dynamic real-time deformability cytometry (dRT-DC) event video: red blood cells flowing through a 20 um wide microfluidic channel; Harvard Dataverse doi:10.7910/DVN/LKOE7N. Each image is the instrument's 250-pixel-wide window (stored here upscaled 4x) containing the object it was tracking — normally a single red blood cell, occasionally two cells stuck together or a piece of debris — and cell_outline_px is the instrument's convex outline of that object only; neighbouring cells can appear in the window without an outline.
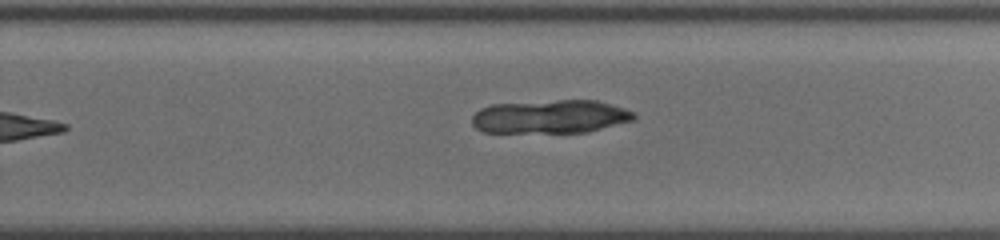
{"species": "common noctule bat (a hibernating species)", "species_latin": "Nyctalus noctula", "temperature_condition": "cold", "stored_images_in_passage": 32, "camera_frame_rate_fps": 3000, "um_per_image_px": 0.085, "animal": {"sex": "female", "body_mass_g": 19.5, "forearm_length_mm": 54.1}, "frame": {"image": 1, "passage_image": 32, "time_ms": 13.0, "image_size_px": [1000, 240], "cell_outline_px": [[636, 120], [588, 132], [484, 132], [476, 128], [472, 124], [472, 116], [480, 108], [492, 104], [560, 100], [596, 100], [624, 108], [636, 112]], "centroid_in_image_um": [46.82, 9.91], "position_along_channel_um": 283.0, "area_um2": 31.67}}